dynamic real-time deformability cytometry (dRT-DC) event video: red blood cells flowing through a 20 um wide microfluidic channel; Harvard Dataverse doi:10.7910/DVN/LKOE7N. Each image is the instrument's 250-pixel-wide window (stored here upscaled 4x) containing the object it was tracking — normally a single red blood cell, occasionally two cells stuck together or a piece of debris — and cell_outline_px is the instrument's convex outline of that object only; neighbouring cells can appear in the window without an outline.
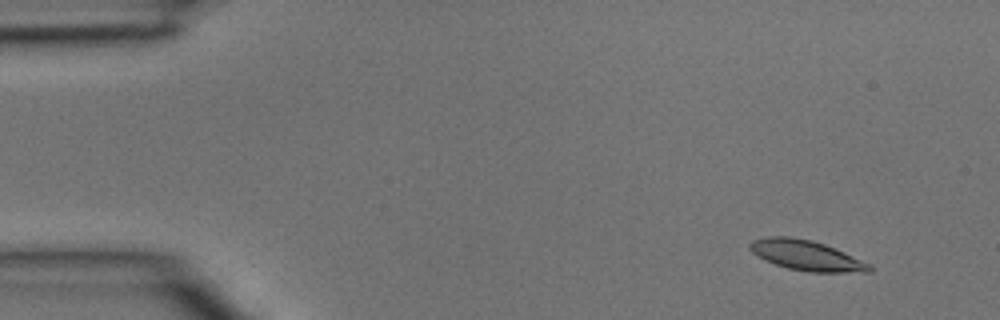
{"species": "common noctule bat (a hibernating species)", "species_latin": "Nyctalus noctula", "temperature_condition": "room temperature", "stored_images_in_passage": 4, "camera_frame_rate_fps": 3000, "um_per_image_px": 0.085, "animal": {"sex": "male", "body_mass_g": 15.6}, "frame": {"image": 1, "passage_image": 1, "time_ms": 0.0, "image_size_px": [1000, 320], "cell_outline_px": [[872, 272], [808, 272], [788, 268], [776, 264], [752, 252], [748, 248], [748, 244], [752, 240], [768, 236], [792, 236], [812, 240], [824, 244], [844, 252], [872, 264]], "centroid_in_image_um": [68.57, 21.7], "position_along_channel_um": 16.4, "area_um2": 20.98}}
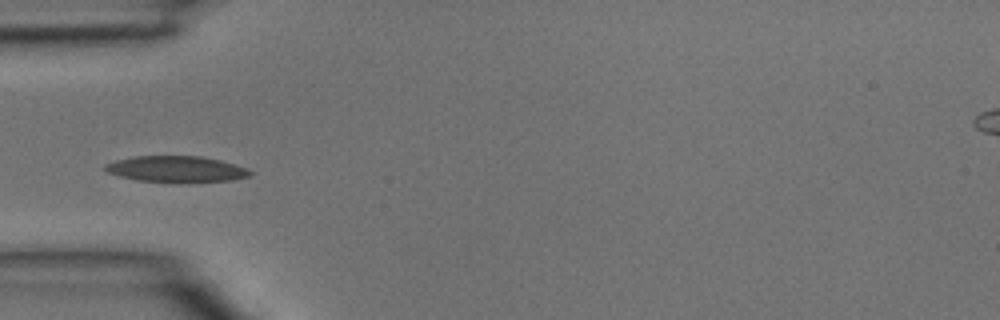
{"frame": {"image": 2, "passage_image": 4, "time_ms": 1.0, "image_size_px": [1000, 320], "cell_outline_px": [[252, 176], [232, 180], [188, 184], [176, 184], [136, 180], [116, 176], [104, 172], [104, 164], [116, 160], [136, 156], [200, 156], [220, 160], [248, 168], [252, 172]], "centroid_in_image_um": [14.98, 14.41], "position_along_channel_um": 70.0, "area_um2": 23.0}}